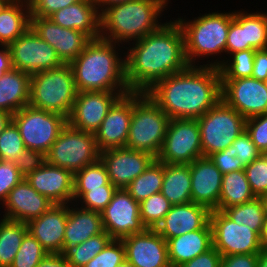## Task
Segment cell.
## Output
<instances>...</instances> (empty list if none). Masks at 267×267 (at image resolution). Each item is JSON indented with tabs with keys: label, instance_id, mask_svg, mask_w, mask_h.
Returning a JSON list of instances; mask_svg holds the SVG:
<instances>
[{
	"label": "cell",
	"instance_id": "50",
	"mask_svg": "<svg viewBox=\"0 0 267 267\" xmlns=\"http://www.w3.org/2000/svg\"><path fill=\"white\" fill-rule=\"evenodd\" d=\"M80 0H28L30 17H49L54 12Z\"/></svg>",
	"mask_w": 267,
	"mask_h": 267
},
{
	"label": "cell",
	"instance_id": "58",
	"mask_svg": "<svg viewBox=\"0 0 267 267\" xmlns=\"http://www.w3.org/2000/svg\"><path fill=\"white\" fill-rule=\"evenodd\" d=\"M94 1L98 8L99 13L101 14L105 9L113 5L122 4L132 0H94Z\"/></svg>",
	"mask_w": 267,
	"mask_h": 267
},
{
	"label": "cell",
	"instance_id": "16",
	"mask_svg": "<svg viewBox=\"0 0 267 267\" xmlns=\"http://www.w3.org/2000/svg\"><path fill=\"white\" fill-rule=\"evenodd\" d=\"M129 92H77L67 124L74 129L95 133L113 104Z\"/></svg>",
	"mask_w": 267,
	"mask_h": 267
},
{
	"label": "cell",
	"instance_id": "61",
	"mask_svg": "<svg viewBox=\"0 0 267 267\" xmlns=\"http://www.w3.org/2000/svg\"><path fill=\"white\" fill-rule=\"evenodd\" d=\"M257 267H267V251L262 250L259 253Z\"/></svg>",
	"mask_w": 267,
	"mask_h": 267
},
{
	"label": "cell",
	"instance_id": "20",
	"mask_svg": "<svg viewBox=\"0 0 267 267\" xmlns=\"http://www.w3.org/2000/svg\"><path fill=\"white\" fill-rule=\"evenodd\" d=\"M132 116V92L122 95L94 133L99 151L125 147Z\"/></svg>",
	"mask_w": 267,
	"mask_h": 267
},
{
	"label": "cell",
	"instance_id": "3",
	"mask_svg": "<svg viewBox=\"0 0 267 267\" xmlns=\"http://www.w3.org/2000/svg\"><path fill=\"white\" fill-rule=\"evenodd\" d=\"M118 47L119 44L100 37L87 43L70 63L77 92H131L125 79V56L121 57L122 49Z\"/></svg>",
	"mask_w": 267,
	"mask_h": 267
},
{
	"label": "cell",
	"instance_id": "30",
	"mask_svg": "<svg viewBox=\"0 0 267 267\" xmlns=\"http://www.w3.org/2000/svg\"><path fill=\"white\" fill-rule=\"evenodd\" d=\"M161 193L172 205L192 202L189 164L164 163Z\"/></svg>",
	"mask_w": 267,
	"mask_h": 267
},
{
	"label": "cell",
	"instance_id": "42",
	"mask_svg": "<svg viewBox=\"0 0 267 267\" xmlns=\"http://www.w3.org/2000/svg\"><path fill=\"white\" fill-rule=\"evenodd\" d=\"M26 149L18 127L11 121L0 134V161L13 162Z\"/></svg>",
	"mask_w": 267,
	"mask_h": 267
},
{
	"label": "cell",
	"instance_id": "6",
	"mask_svg": "<svg viewBox=\"0 0 267 267\" xmlns=\"http://www.w3.org/2000/svg\"><path fill=\"white\" fill-rule=\"evenodd\" d=\"M169 119L147 93L132 92V116L125 147L157 158Z\"/></svg>",
	"mask_w": 267,
	"mask_h": 267
},
{
	"label": "cell",
	"instance_id": "54",
	"mask_svg": "<svg viewBox=\"0 0 267 267\" xmlns=\"http://www.w3.org/2000/svg\"><path fill=\"white\" fill-rule=\"evenodd\" d=\"M259 254L222 256L220 267H257Z\"/></svg>",
	"mask_w": 267,
	"mask_h": 267
},
{
	"label": "cell",
	"instance_id": "55",
	"mask_svg": "<svg viewBox=\"0 0 267 267\" xmlns=\"http://www.w3.org/2000/svg\"><path fill=\"white\" fill-rule=\"evenodd\" d=\"M252 78L260 81L267 79V48L255 51Z\"/></svg>",
	"mask_w": 267,
	"mask_h": 267
},
{
	"label": "cell",
	"instance_id": "22",
	"mask_svg": "<svg viewBox=\"0 0 267 267\" xmlns=\"http://www.w3.org/2000/svg\"><path fill=\"white\" fill-rule=\"evenodd\" d=\"M190 166L192 202L216 210L222 188L221 171L209 157L202 156L194 160Z\"/></svg>",
	"mask_w": 267,
	"mask_h": 267
},
{
	"label": "cell",
	"instance_id": "31",
	"mask_svg": "<svg viewBox=\"0 0 267 267\" xmlns=\"http://www.w3.org/2000/svg\"><path fill=\"white\" fill-rule=\"evenodd\" d=\"M28 0H13L0 13V45H9L30 28Z\"/></svg>",
	"mask_w": 267,
	"mask_h": 267
},
{
	"label": "cell",
	"instance_id": "44",
	"mask_svg": "<svg viewBox=\"0 0 267 267\" xmlns=\"http://www.w3.org/2000/svg\"><path fill=\"white\" fill-rule=\"evenodd\" d=\"M126 260L121 240L112 239L105 248L83 267H117Z\"/></svg>",
	"mask_w": 267,
	"mask_h": 267
},
{
	"label": "cell",
	"instance_id": "1",
	"mask_svg": "<svg viewBox=\"0 0 267 267\" xmlns=\"http://www.w3.org/2000/svg\"><path fill=\"white\" fill-rule=\"evenodd\" d=\"M172 20L125 48V79L131 92L146 93L158 81L189 66L183 31Z\"/></svg>",
	"mask_w": 267,
	"mask_h": 267
},
{
	"label": "cell",
	"instance_id": "33",
	"mask_svg": "<svg viewBox=\"0 0 267 267\" xmlns=\"http://www.w3.org/2000/svg\"><path fill=\"white\" fill-rule=\"evenodd\" d=\"M0 219V267H11L25 234L27 223Z\"/></svg>",
	"mask_w": 267,
	"mask_h": 267
},
{
	"label": "cell",
	"instance_id": "18",
	"mask_svg": "<svg viewBox=\"0 0 267 267\" xmlns=\"http://www.w3.org/2000/svg\"><path fill=\"white\" fill-rule=\"evenodd\" d=\"M100 159L107 168L110 182L116 188L125 189L156 158L147 152L119 147L101 151Z\"/></svg>",
	"mask_w": 267,
	"mask_h": 267
},
{
	"label": "cell",
	"instance_id": "8",
	"mask_svg": "<svg viewBox=\"0 0 267 267\" xmlns=\"http://www.w3.org/2000/svg\"><path fill=\"white\" fill-rule=\"evenodd\" d=\"M203 156L225 150L245 131L246 119L222 99L197 119Z\"/></svg>",
	"mask_w": 267,
	"mask_h": 267
},
{
	"label": "cell",
	"instance_id": "15",
	"mask_svg": "<svg viewBox=\"0 0 267 267\" xmlns=\"http://www.w3.org/2000/svg\"><path fill=\"white\" fill-rule=\"evenodd\" d=\"M221 99L245 119L267 113V87L252 77L221 79Z\"/></svg>",
	"mask_w": 267,
	"mask_h": 267
},
{
	"label": "cell",
	"instance_id": "43",
	"mask_svg": "<svg viewBox=\"0 0 267 267\" xmlns=\"http://www.w3.org/2000/svg\"><path fill=\"white\" fill-rule=\"evenodd\" d=\"M244 171L255 197L267 194V154H261L256 160L245 166Z\"/></svg>",
	"mask_w": 267,
	"mask_h": 267
},
{
	"label": "cell",
	"instance_id": "21",
	"mask_svg": "<svg viewBox=\"0 0 267 267\" xmlns=\"http://www.w3.org/2000/svg\"><path fill=\"white\" fill-rule=\"evenodd\" d=\"M25 179L41 195L53 204H70L73 202L74 175L65 168L45 163L42 167L29 173Z\"/></svg>",
	"mask_w": 267,
	"mask_h": 267
},
{
	"label": "cell",
	"instance_id": "5",
	"mask_svg": "<svg viewBox=\"0 0 267 267\" xmlns=\"http://www.w3.org/2000/svg\"><path fill=\"white\" fill-rule=\"evenodd\" d=\"M233 18L234 11L209 12L188 21L178 16L176 21L184 34L185 56L189 66L200 63L198 59L226 54L228 31Z\"/></svg>",
	"mask_w": 267,
	"mask_h": 267
},
{
	"label": "cell",
	"instance_id": "11",
	"mask_svg": "<svg viewBox=\"0 0 267 267\" xmlns=\"http://www.w3.org/2000/svg\"><path fill=\"white\" fill-rule=\"evenodd\" d=\"M203 156L197 119H169L157 160L165 164H191Z\"/></svg>",
	"mask_w": 267,
	"mask_h": 267
},
{
	"label": "cell",
	"instance_id": "60",
	"mask_svg": "<svg viewBox=\"0 0 267 267\" xmlns=\"http://www.w3.org/2000/svg\"><path fill=\"white\" fill-rule=\"evenodd\" d=\"M260 241L262 245V250L267 251V217L265 219V222L263 224V229L260 235Z\"/></svg>",
	"mask_w": 267,
	"mask_h": 267
},
{
	"label": "cell",
	"instance_id": "45",
	"mask_svg": "<svg viewBox=\"0 0 267 267\" xmlns=\"http://www.w3.org/2000/svg\"><path fill=\"white\" fill-rule=\"evenodd\" d=\"M117 188L110 182L101 188L89 189L76 203L82 208L101 212L111 201Z\"/></svg>",
	"mask_w": 267,
	"mask_h": 267
},
{
	"label": "cell",
	"instance_id": "4",
	"mask_svg": "<svg viewBox=\"0 0 267 267\" xmlns=\"http://www.w3.org/2000/svg\"><path fill=\"white\" fill-rule=\"evenodd\" d=\"M168 1L132 0L105 9L100 14V38L129 45L159 30L165 24L158 20L167 10Z\"/></svg>",
	"mask_w": 267,
	"mask_h": 267
},
{
	"label": "cell",
	"instance_id": "10",
	"mask_svg": "<svg viewBox=\"0 0 267 267\" xmlns=\"http://www.w3.org/2000/svg\"><path fill=\"white\" fill-rule=\"evenodd\" d=\"M18 127L25 148L47 154L60 131L67 125V118L55 112L37 109L30 105L12 116Z\"/></svg>",
	"mask_w": 267,
	"mask_h": 267
},
{
	"label": "cell",
	"instance_id": "27",
	"mask_svg": "<svg viewBox=\"0 0 267 267\" xmlns=\"http://www.w3.org/2000/svg\"><path fill=\"white\" fill-rule=\"evenodd\" d=\"M78 206L75 202L68 204L63 253L72 246L104 232L101 213Z\"/></svg>",
	"mask_w": 267,
	"mask_h": 267
},
{
	"label": "cell",
	"instance_id": "29",
	"mask_svg": "<svg viewBox=\"0 0 267 267\" xmlns=\"http://www.w3.org/2000/svg\"><path fill=\"white\" fill-rule=\"evenodd\" d=\"M30 77V74L12 68L0 78V110L13 115L29 105Z\"/></svg>",
	"mask_w": 267,
	"mask_h": 267
},
{
	"label": "cell",
	"instance_id": "24",
	"mask_svg": "<svg viewBox=\"0 0 267 267\" xmlns=\"http://www.w3.org/2000/svg\"><path fill=\"white\" fill-rule=\"evenodd\" d=\"M1 205L4 207V218L28 223L40 217L53 203L39 194L24 178L8 193Z\"/></svg>",
	"mask_w": 267,
	"mask_h": 267
},
{
	"label": "cell",
	"instance_id": "23",
	"mask_svg": "<svg viewBox=\"0 0 267 267\" xmlns=\"http://www.w3.org/2000/svg\"><path fill=\"white\" fill-rule=\"evenodd\" d=\"M68 204H53L40 217L27 223L28 231L49 254H63Z\"/></svg>",
	"mask_w": 267,
	"mask_h": 267
},
{
	"label": "cell",
	"instance_id": "56",
	"mask_svg": "<svg viewBox=\"0 0 267 267\" xmlns=\"http://www.w3.org/2000/svg\"><path fill=\"white\" fill-rule=\"evenodd\" d=\"M37 267H70L63 254H49Z\"/></svg>",
	"mask_w": 267,
	"mask_h": 267
},
{
	"label": "cell",
	"instance_id": "2",
	"mask_svg": "<svg viewBox=\"0 0 267 267\" xmlns=\"http://www.w3.org/2000/svg\"><path fill=\"white\" fill-rule=\"evenodd\" d=\"M170 119H198L221 100L220 69L188 66L146 92Z\"/></svg>",
	"mask_w": 267,
	"mask_h": 267
},
{
	"label": "cell",
	"instance_id": "49",
	"mask_svg": "<svg viewBox=\"0 0 267 267\" xmlns=\"http://www.w3.org/2000/svg\"><path fill=\"white\" fill-rule=\"evenodd\" d=\"M12 163L17 167L19 172L26 177L29 173L42 167L46 163V154L26 148Z\"/></svg>",
	"mask_w": 267,
	"mask_h": 267
},
{
	"label": "cell",
	"instance_id": "38",
	"mask_svg": "<svg viewBox=\"0 0 267 267\" xmlns=\"http://www.w3.org/2000/svg\"><path fill=\"white\" fill-rule=\"evenodd\" d=\"M223 212L238 225L245 224L251 230L261 235L266 215L260 197H255L251 201L226 208Z\"/></svg>",
	"mask_w": 267,
	"mask_h": 267
},
{
	"label": "cell",
	"instance_id": "47",
	"mask_svg": "<svg viewBox=\"0 0 267 267\" xmlns=\"http://www.w3.org/2000/svg\"><path fill=\"white\" fill-rule=\"evenodd\" d=\"M231 152L235 154L245 167L256 160L262 153L255 146L249 134L243 131L231 144Z\"/></svg>",
	"mask_w": 267,
	"mask_h": 267
},
{
	"label": "cell",
	"instance_id": "59",
	"mask_svg": "<svg viewBox=\"0 0 267 267\" xmlns=\"http://www.w3.org/2000/svg\"><path fill=\"white\" fill-rule=\"evenodd\" d=\"M12 114L9 112H5L0 110V134L6 128V126L12 121Z\"/></svg>",
	"mask_w": 267,
	"mask_h": 267
},
{
	"label": "cell",
	"instance_id": "28",
	"mask_svg": "<svg viewBox=\"0 0 267 267\" xmlns=\"http://www.w3.org/2000/svg\"><path fill=\"white\" fill-rule=\"evenodd\" d=\"M213 247L210 222L202 229L182 234L167 240L168 257L171 267L192 260Z\"/></svg>",
	"mask_w": 267,
	"mask_h": 267
},
{
	"label": "cell",
	"instance_id": "48",
	"mask_svg": "<svg viewBox=\"0 0 267 267\" xmlns=\"http://www.w3.org/2000/svg\"><path fill=\"white\" fill-rule=\"evenodd\" d=\"M25 177L19 172L12 162L0 161V204H2L8 193L19 184Z\"/></svg>",
	"mask_w": 267,
	"mask_h": 267
},
{
	"label": "cell",
	"instance_id": "52",
	"mask_svg": "<svg viewBox=\"0 0 267 267\" xmlns=\"http://www.w3.org/2000/svg\"><path fill=\"white\" fill-rule=\"evenodd\" d=\"M246 50L245 28H242L234 19L231 20L226 43V55Z\"/></svg>",
	"mask_w": 267,
	"mask_h": 267
},
{
	"label": "cell",
	"instance_id": "36",
	"mask_svg": "<svg viewBox=\"0 0 267 267\" xmlns=\"http://www.w3.org/2000/svg\"><path fill=\"white\" fill-rule=\"evenodd\" d=\"M109 183L107 168L101 159L85 166L74 174L73 202L77 203L89 189L101 188V186Z\"/></svg>",
	"mask_w": 267,
	"mask_h": 267
},
{
	"label": "cell",
	"instance_id": "41",
	"mask_svg": "<svg viewBox=\"0 0 267 267\" xmlns=\"http://www.w3.org/2000/svg\"><path fill=\"white\" fill-rule=\"evenodd\" d=\"M47 255L48 252L28 231L22 240L11 267H37Z\"/></svg>",
	"mask_w": 267,
	"mask_h": 267
},
{
	"label": "cell",
	"instance_id": "26",
	"mask_svg": "<svg viewBox=\"0 0 267 267\" xmlns=\"http://www.w3.org/2000/svg\"><path fill=\"white\" fill-rule=\"evenodd\" d=\"M48 18L63 28L80 30L91 39L100 37L101 18L94 0H80Z\"/></svg>",
	"mask_w": 267,
	"mask_h": 267
},
{
	"label": "cell",
	"instance_id": "19",
	"mask_svg": "<svg viewBox=\"0 0 267 267\" xmlns=\"http://www.w3.org/2000/svg\"><path fill=\"white\" fill-rule=\"evenodd\" d=\"M126 261L134 267H171L167 241L155 230L146 229L121 239Z\"/></svg>",
	"mask_w": 267,
	"mask_h": 267
},
{
	"label": "cell",
	"instance_id": "17",
	"mask_svg": "<svg viewBox=\"0 0 267 267\" xmlns=\"http://www.w3.org/2000/svg\"><path fill=\"white\" fill-rule=\"evenodd\" d=\"M30 27L55 49L63 64L73 62L91 40L82 31L63 28L48 17H30Z\"/></svg>",
	"mask_w": 267,
	"mask_h": 267
},
{
	"label": "cell",
	"instance_id": "32",
	"mask_svg": "<svg viewBox=\"0 0 267 267\" xmlns=\"http://www.w3.org/2000/svg\"><path fill=\"white\" fill-rule=\"evenodd\" d=\"M255 198L244 170L233 171L222 176L219 205L216 210L224 211L231 206L240 205Z\"/></svg>",
	"mask_w": 267,
	"mask_h": 267
},
{
	"label": "cell",
	"instance_id": "63",
	"mask_svg": "<svg viewBox=\"0 0 267 267\" xmlns=\"http://www.w3.org/2000/svg\"><path fill=\"white\" fill-rule=\"evenodd\" d=\"M260 198H261V200L263 202L265 215L267 217V194L262 195Z\"/></svg>",
	"mask_w": 267,
	"mask_h": 267
},
{
	"label": "cell",
	"instance_id": "37",
	"mask_svg": "<svg viewBox=\"0 0 267 267\" xmlns=\"http://www.w3.org/2000/svg\"><path fill=\"white\" fill-rule=\"evenodd\" d=\"M233 19L242 28H245L246 50L267 48V29L264 19L258 11L247 13V11L236 10Z\"/></svg>",
	"mask_w": 267,
	"mask_h": 267
},
{
	"label": "cell",
	"instance_id": "53",
	"mask_svg": "<svg viewBox=\"0 0 267 267\" xmlns=\"http://www.w3.org/2000/svg\"><path fill=\"white\" fill-rule=\"evenodd\" d=\"M221 254L212 247L208 251L184 262L177 267H220Z\"/></svg>",
	"mask_w": 267,
	"mask_h": 267
},
{
	"label": "cell",
	"instance_id": "25",
	"mask_svg": "<svg viewBox=\"0 0 267 267\" xmlns=\"http://www.w3.org/2000/svg\"><path fill=\"white\" fill-rule=\"evenodd\" d=\"M210 214L209 208L194 202L172 205L155 230L167 241L204 228L210 222Z\"/></svg>",
	"mask_w": 267,
	"mask_h": 267
},
{
	"label": "cell",
	"instance_id": "9",
	"mask_svg": "<svg viewBox=\"0 0 267 267\" xmlns=\"http://www.w3.org/2000/svg\"><path fill=\"white\" fill-rule=\"evenodd\" d=\"M99 159L95 134L74 129L68 124L46 154L47 163L65 168L73 175Z\"/></svg>",
	"mask_w": 267,
	"mask_h": 267
},
{
	"label": "cell",
	"instance_id": "39",
	"mask_svg": "<svg viewBox=\"0 0 267 267\" xmlns=\"http://www.w3.org/2000/svg\"><path fill=\"white\" fill-rule=\"evenodd\" d=\"M111 240V236L104 231L79 245L72 246L63 255L70 267H83L99 254Z\"/></svg>",
	"mask_w": 267,
	"mask_h": 267
},
{
	"label": "cell",
	"instance_id": "34",
	"mask_svg": "<svg viewBox=\"0 0 267 267\" xmlns=\"http://www.w3.org/2000/svg\"><path fill=\"white\" fill-rule=\"evenodd\" d=\"M164 177V163L155 159L149 167L136 177L125 189L137 201L147 199L161 192Z\"/></svg>",
	"mask_w": 267,
	"mask_h": 267
},
{
	"label": "cell",
	"instance_id": "40",
	"mask_svg": "<svg viewBox=\"0 0 267 267\" xmlns=\"http://www.w3.org/2000/svg\"><path fill=\"white\" fill-rule=\"evenodd\" d=\"M172 204L160 192L139 203L140 217L147 229H156L170 211Z\"/></svg>",
	"mask_w": 267,
	"mask_h": 267
},
{
	"label": "cell",
	"instance_id": "7",
	"mask_svg": "<svg viewBox=\"0 0 267 267\" xmlns=\"http://www.w3.org/2000/svg\"><path fill=\"white\" fill-rule=\"evenodd\" d=\"M76 95L70 64L37 72L30 77L29 105L37 109L55 112L68 118Z\"/></svg>",
	"mask_w": 267,
	"mask_h": 267
},
{
	"label": "cell",
	"instance_id": "13",
	"mask_svg": "<svg viewBox=\"0 0 267 267\" xmlns=\"http://www.w3.org/2000/svg\"><path fill=\"white\" fill-rule=\"evenodd\" d=\"M8 48L13 68L30 75L63 64L55 49L41 39L31 27L10 43Z\"/></svg>",
	"mask_w": 267,
	"mask_h": 267
},
{
	"label": "cell",
	"instance_id": "64",
	"mask_svg": "<svg viewBox=\"0 0 267 267\" xmlns=\"http://www.w3.org/2000/svg\"><path fill=\"white\" fill-rule=\"evenodd\" d=\"M117 267H134V266L125 260L122 264L118 265Z\"/></svg>",
	"mask_w": 267,
	"mask_h": 267
},
{
	"label": "cell",
	"instance_id": "57",
	"mask_svg": "<svg viewBox=\"0 0 267 267\" xmlns=\"http://www.w3.org/2000/svg\"><path fill=\"white\" fill-rule=\"evenodd\" d=\"M0 78L13 68L8 45H0Z\"/></svg>",
	"mask_w": 267,
	"mask_h": 267
},
{
	"label": "cell",
	"instance_id": "35",
	"mask_svg": "<svg viewBox=\"0 0 267 267\" xmlns=\"http://www.w3.org/2000/svg\"><path fill=\"white\" fill-rule=\"evenodd\" d=\"M255 49L238 51L229 56V59L208 60L203 66H212L220 69L221 79H239L252 77ZM210 63V64H209Z\"/></svg>",
	"mask_w": 267,
	"mask_h": 267
},
{
	"label": "cell",
	"instance_id": "65",
	"mask_svg": "<svg viewBox=\"0 0 267 267\" xmlns=\"http://www.w3.org/2000/svg\"><path fill=\"white\" fill-rule=\"evenodd\" d=\"M260 14H261V16L263 17V19H264V23H265V27H266V29H267V13H261V11H258Z\"/></svg>",
	"mask_w": 267,
	"mask_h": 267
},
{
	"label": "cell",
	"instance_id": "12",
	"mask_svg": "<svg viewBox=\"0 0 267 267\" xmlns=\"http://www.w3.org/2000/svg\"><path fill=\"white\" fill-rule=\"evenodd\" d=\"M213 247L221 256L259 254L262 251L260 235L245 224L238 225L223 211L210 214Z\"/></svg>",
	"mask_w": 267,
	"mask_h": 267
},
{
	"label": "cell",
	"instance_id": "14",
	"mask_svg": "<svg viewBox=\"0 0 267 267\" xmlns=\"http://www.w3.org/2000/svg\"><path fill=\"white\" fill-rule=\"evenodd\" d=\"M100 213L104 231L112 239L121 240L147 229L141 221L139 202L124 188H117L109 204Z\"/></svg>",
	"mask_w": 267,
	"mask_h": 267
},
{
	"label": "cell",
	"instance_id": "46",
	"mask_svg": "<svg viewBox=\"0 0 267 267\" xmlns=\"http://www.w3.org/2000/svg\"><path fill=\"white\" fill-rule=\"evenodd\" d=\"M245 130L262 154H267V113L246 119Z\"/></svg>",
	"mask_w": 267,
	"mask_h": 267
},
{
	"label": "cell",
	"instance_id": "62",
	"mask_svg": "<svg viewBox=\"0 0 267 267\" xmlns=\"http://www.w3.org/2000/svg\"><path fill=\"white\" fill-rule=\"evenodd\" d=\"M13 0H0V13L8 6Z\"/></svg>",
	"mask_w": 267,
	"mask_h": 267
},
{
	"label": "cell",
	"instance_id": "51",
	"mask_svg": "<svg viewBox=\"0 0 267 267\" xmlns=\"http://www.w3.org/2000/svg\"><path fill=\"white\" fill-rule=\"evenodd\" d=\"M209 158L222 174L244 170V166L241 161L231 152V146L225 150L213 153L209 156Z\"/></svg>",
	"mask_w": 267,
	"mask_h": 267
}]
</instances>
